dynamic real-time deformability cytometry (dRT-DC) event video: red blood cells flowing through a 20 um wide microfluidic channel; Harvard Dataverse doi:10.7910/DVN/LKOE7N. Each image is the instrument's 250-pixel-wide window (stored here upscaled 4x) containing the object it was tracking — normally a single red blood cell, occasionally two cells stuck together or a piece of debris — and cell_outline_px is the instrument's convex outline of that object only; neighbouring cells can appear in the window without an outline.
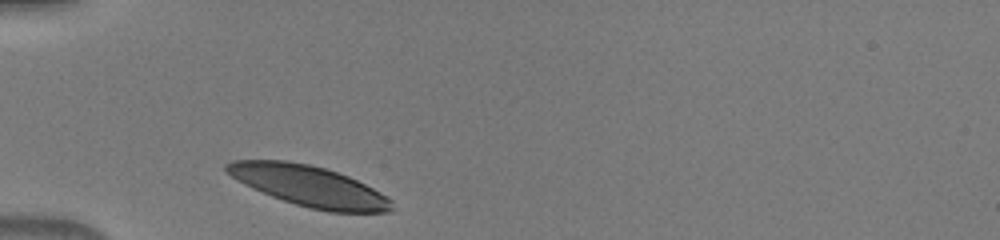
{"species": "human", "species_latin": "Homo sapiens", "temperature_condition": "warm", "stored_images_in_passage": 28, "camera_frame_rate_fps": 3000, "um_per_image_px": 0.085, "donor": {"sex": "male"}, "frame": {"image": 1, "passage_image": 1, "time_ms": 0.0, "image_size_px": [1000, 240], "cell_outline_px": [[392, 208], [388, 212], [328, 212], [308, 208], [272, 196], [252, 188], [244, 184], [232, 176], [224, 168], [224, 164], [232, 160], [288, 160], [308, 164], [324, 168], [348, 176], [380, 192], [392, 200]], "centroid_in_image_um": [26.25, 15.81], "position_along_channel_um": 58.7, "area_um2": 38.84}}
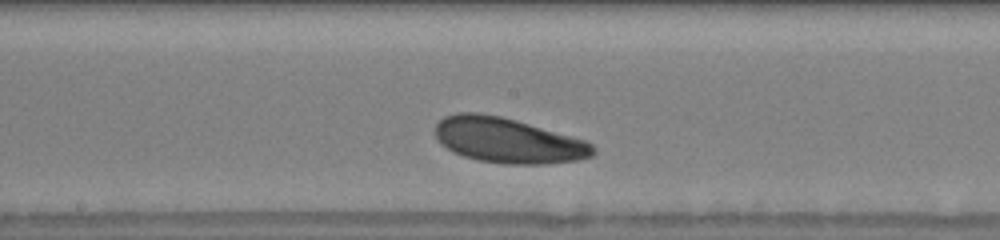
{"frame": {"image": 2, "passage_image": 13, "time_ms": 4.0, "image_size_px": [1000, 240], "cell_outline_px": [[596, 152], [592, 156], [580, 160], [544, 164], [504, 164], [480, 160], [464, 156], [452, 152], [440, 144], [436, 136], [436, 124], [444, 116], [456, 112], [476, 112], [500, 116], [516, 120], [584, 140], [592, 144]], "centroid_in_image_um": [43.15, 11.94], "position_along_channel_um": 205.0, "area_um2": 41.5}}
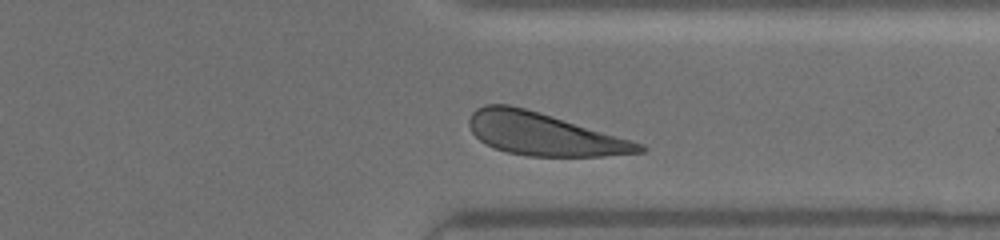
{"frame": {"image": 3, "passage_image": 25, "time_ms": 8.0, "image_size_px": [1000, 240], "cell_outline_px": [[648, 148], [644, 152], [604, 156], [528, 156], [508, 152], [496, 148], [480, 140], [472, 132], [468, 124], [468, 120], [472, 112], [476, 108], [484, 104], [508, 104], [524, 108], [644, 144]], "centroid_in_image_um": [46.2, 11.4], "position_along_channel_um": 365.2, "area_um2": 41.56}}